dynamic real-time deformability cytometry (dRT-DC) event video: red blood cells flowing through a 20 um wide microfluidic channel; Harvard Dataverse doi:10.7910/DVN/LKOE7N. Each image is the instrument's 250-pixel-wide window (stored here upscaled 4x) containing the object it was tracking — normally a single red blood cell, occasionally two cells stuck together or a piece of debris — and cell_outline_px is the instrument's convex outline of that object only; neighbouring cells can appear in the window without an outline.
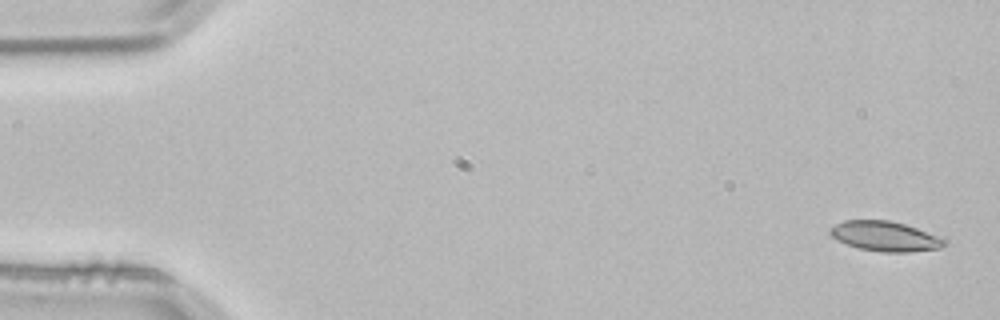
{"species": "common noctule bat (a hibernating species)", "species_latin": "Nyctalus noctula", "temperature_condition": "room temperature", "stored_images_in_passage": 3, "camera_frame_rate_fps": 3000, "um_per_image_px": 0.085, "animal": {"sex": "male", "body_mass_g": 21.5, "forearm_length_mm": 52.0}, "frame": {"image": 1, "passage_image": 1, "time_ms": 0.0, "image_size_px": [1000, 320], "cell_outline_px": [[948, 244], [940, 248], [912, 252], [880, 252], [860, 248], [836, 240], [828, 232], [828, 228], [844, 220], [888, 220], [904, 224], [916, 228], [948, 240]], "centroid_in_image_um": [75.23, 20.09], "position_along_channel_um": 9.8, "area_um2": 19.94}}